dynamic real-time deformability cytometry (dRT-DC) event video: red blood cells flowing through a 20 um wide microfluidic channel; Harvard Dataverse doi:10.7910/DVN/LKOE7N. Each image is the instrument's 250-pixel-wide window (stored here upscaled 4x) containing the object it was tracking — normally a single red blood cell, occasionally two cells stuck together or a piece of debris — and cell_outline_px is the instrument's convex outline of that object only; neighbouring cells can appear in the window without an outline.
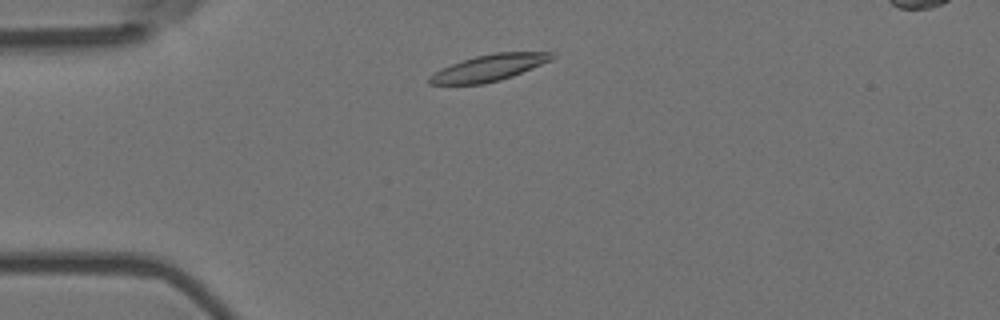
{"species": "Egyptian fruit bat (a non-hibernating species)", "species_latin": "Rousettus aegyptiacus", "temperature_condition": "room temperature", "stored_images_in_passage": 47, "camera_frame_rate_fps": 3000, "um_per_image_px": 0.085, "animal": {"sex": "female"}, "frame": {"image": 1, "passage_image": 5, "time_ms": 1.333, "image_size_px": [1000, 320], "cell_outline_px": [[556, 56], [552, 60], [512, 76], [500, 80], [484, 84], [428, 84], [428, 76], [440, 68], [476, 56], [496, 52], [556, 52]], "centroid_in_image_um": [41.58, 5.76], "position_along_channel_um": 43.4, "area_um2": 18.84}}
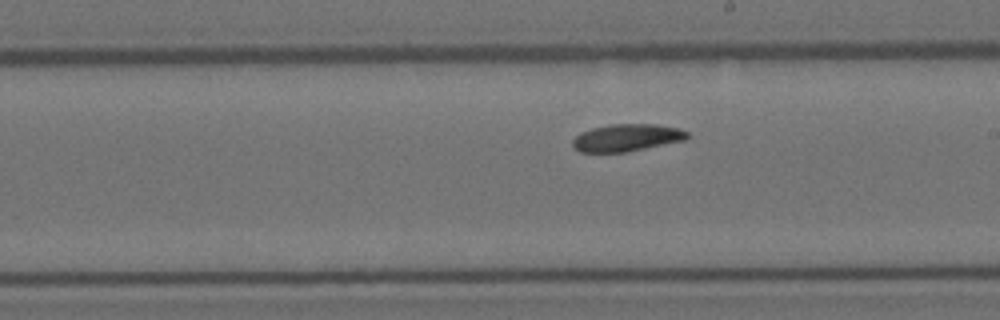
{"frame": {"image": 2, "passage_image": 23, "time_ms": 7.333, "image_size_px": [1000, 320], "cell_outline_px": [[688, 140], [628, 152], [580, 152], [572, 144], [572, 140], [580, 132], [592, 128], [612, 124], [656, 124], [680, 128], [688, 132]], "centroid_in_image_um": [53.32, 11.7], "position_along_channel_um": 235.7, "area_um2": 18.44}}
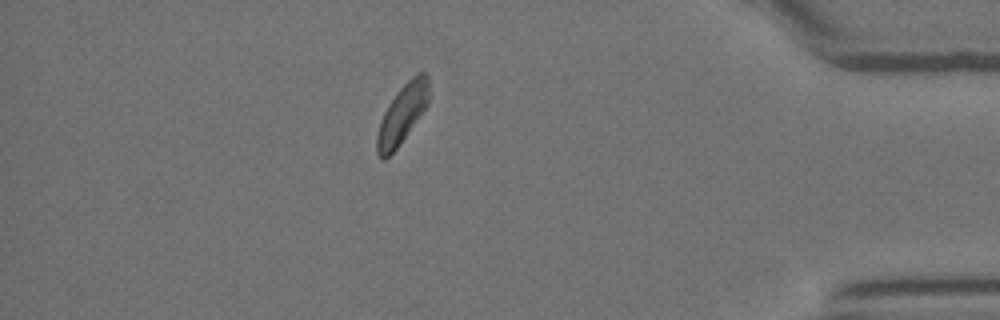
{"frame": {"image": 3, "passage_image": 40, "time_ms": 13.0, "image_size_px": [1000, 320], "cell_outline_px": [[428, 104], [400, 144], [384, 160], [380, 160], [376, 152], [376, 136], [380, 120], [388, 104], [396, 92], [416, 72], [424, 72], [428, 76]], "centroid_in_image_um": [34.16, 9.7], "position_along_channel_um": 401.0, "area_um2": 17.8}}